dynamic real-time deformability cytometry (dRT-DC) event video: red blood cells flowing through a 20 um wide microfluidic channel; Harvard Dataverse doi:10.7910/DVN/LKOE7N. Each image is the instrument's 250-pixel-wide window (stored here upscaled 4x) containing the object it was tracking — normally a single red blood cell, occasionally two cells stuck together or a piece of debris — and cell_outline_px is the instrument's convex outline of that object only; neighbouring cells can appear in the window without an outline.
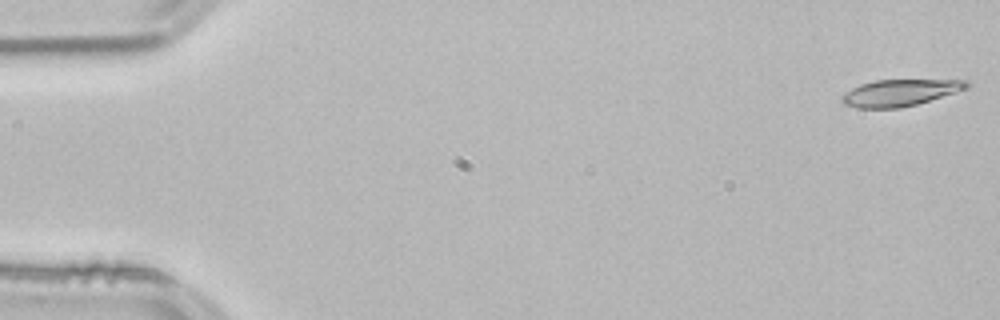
{"species": "common noctule bat (a hibernating species)", "species_latin": "Nyctalus noctula", "temperature_condition": "room temperature", "stored_images_in_passage": 53, "camera_frame_rate_fps": 3000, "um_per_image_px": 0.085, "animal": {"sex": "male", "body_mass_g": 21.5, "forearm_length_mm": 52.0}, "frame": {"image": 1, "passage_image": 1, "time_ms": 0.0, "image_size_px": [1000, 320], "cell_outline_px": [[972, 84], [968, 88], [956, 92], [916, 104], [900, 108], [860, 108], [844, 104], [840, 100], [852, 88], [860, 84], [876, 80], [968, 80]], "centroid_in_image_um": [76.54, 7.87], "position_along_channel_um": 8.5, "area_um2": 19.13}}
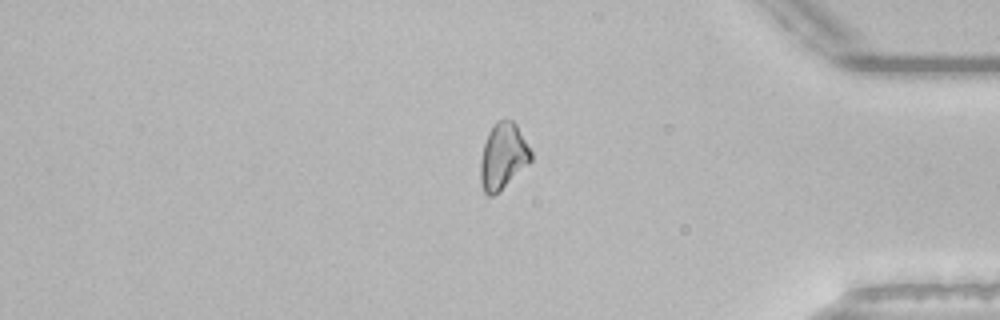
{"frame": {"image": 2, "passage_image": 44, "time_ms": 14.333, "image_size_px": [1000, 320], "cell_outline_px": [[532, 160], [500, 192], [492, 196], [488, 196], [484, 192], [480, 184], [480, 160], [484, 144], [488, 132], [496, 120], [504, 116], [512, 120], [516, 124], [532, 152]], "centroid_in_image_um": [42.74, 13.27], "position_along_channel_um": 392.5, "area_um2": 19.83}}
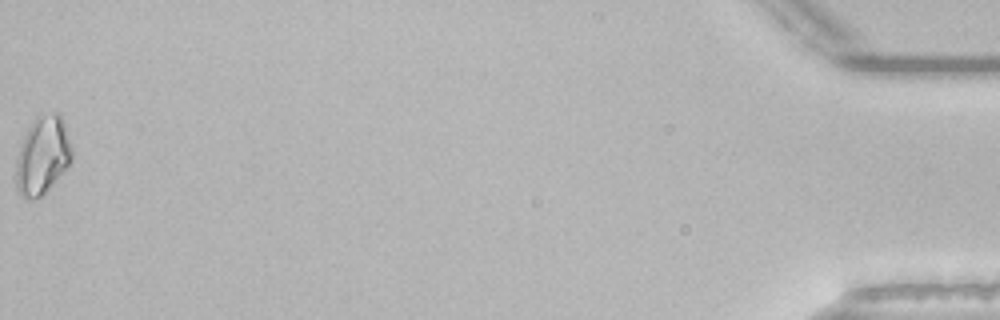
{"frame": {"image": 3, "passage_image": 53, "time_ms": 17.333, "image_size_px": [1000, 320], "cell_outline_px": [[72, 160], [48, 188], [40, 196], [20, 196], [16, 188], [16, 156], [20, 144], [32, 120], [40, 112], [60, 112], [64, 120], [72, 148]], "centroid_in_image_um": [3.61, 13.1], "position_along_channel_um": 431.6, "area_um2": 25.37}, "authors_computed_cell_mechanics": {"area_um2": 19.7676, "velocity_mm_per_s": 3.827, "shape_relaxation_time_tau1_ms": 5.606, "shape_relaxation_time_tau2_ms": null, "deformation_change_tau1": 0.1407, "deformation_change_tau2": null}}